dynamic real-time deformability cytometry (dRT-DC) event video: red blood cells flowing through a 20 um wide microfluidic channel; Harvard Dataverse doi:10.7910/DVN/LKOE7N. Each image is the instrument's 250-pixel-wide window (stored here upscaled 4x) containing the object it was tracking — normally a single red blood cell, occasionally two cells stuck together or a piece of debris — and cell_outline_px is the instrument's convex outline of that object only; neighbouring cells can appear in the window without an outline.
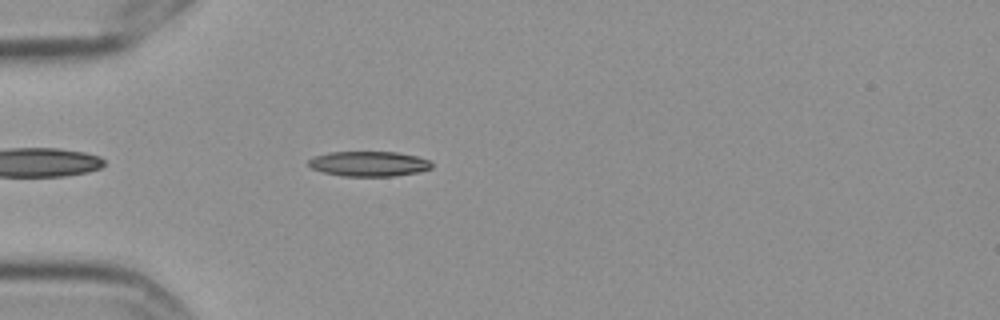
{"species": "Egyptian fruit bat (a non-hibernating species)", "species_latin": "Rousettus aegyptiacus", "temperature_condition": "cold", "stored_images_in_passage": 45, "camera_frame_rate_fps": 3000, "um_per_image_px": 0.085, "frame": {"image": 1, "passage_image": 5, "time_ms": 1.333, "image_size_px": [1000, 320], "cell_outline_px": [[432, 168], [416, 172], [392, 176], [344, 176], [324, 172], [312, 168], [308, 164], [308, 160], [312, 156], [328, 152], [396, 152], [416, 156], [432, 160]], "centroid_in_image_um": [31.35, 13.91], "position_along_channel_um": 53.7, "area_um2": 17.98}}
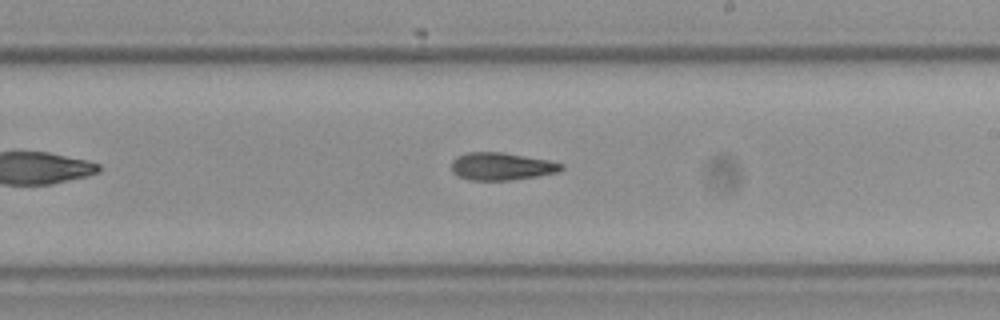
{"frame": {"image": 2, "passage_image": 22, "time_ms": 7.0, "image_size_px": [1000, 320], "cell_outline_px": [[564, 168], [560, 172], [512, 180], [468, 180], [452, 172], [452, 160], [456, 156], [468, 152], [504, 152], [548, 160], [564, 164]], "centroid_in_image_um": [42.64, 14.14], "position_along_channel_um": 246.4, "area_um2": 17.74}}
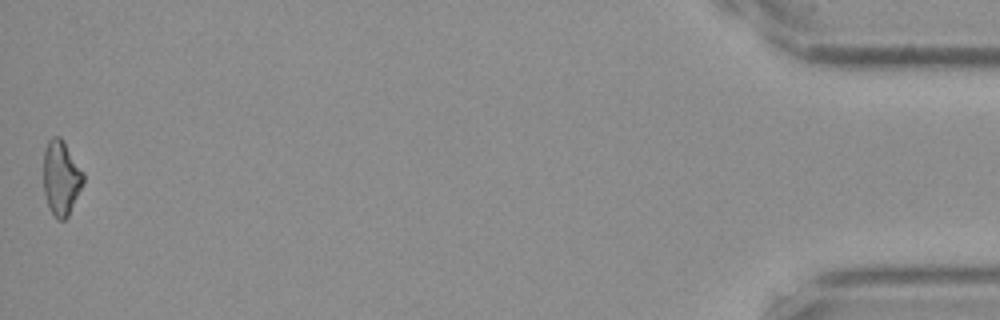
{"frame": {"image": 3, "passage_image": 45, "time_ms": 14.667, "image_size_px": [1000, 320], "cell_outline_px": [[84, 180], [68, 216], [64, 220], [56, 220], [48, 208], [44, 192], [44, 148], [48, 140], [52, 136], [60, 136], [84, 172]], "centroid_in_image_um": [5.18, 15.12], "position_along_channel_um": 430.0, "area_um2": 17.34}}